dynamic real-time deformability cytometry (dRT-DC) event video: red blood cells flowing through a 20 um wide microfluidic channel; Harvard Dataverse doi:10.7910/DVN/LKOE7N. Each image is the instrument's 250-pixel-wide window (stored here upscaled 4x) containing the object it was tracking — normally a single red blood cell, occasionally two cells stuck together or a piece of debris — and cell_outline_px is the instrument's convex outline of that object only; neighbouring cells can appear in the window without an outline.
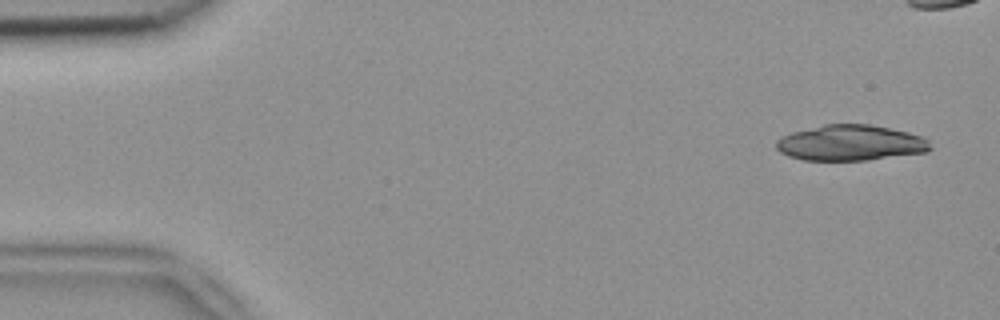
{"species": "common noctule bat (a hibernating species)", "species_latin": "Nyctalus noctula", "temperature_condition": "room temperature", "stored_images_in_passage": 6, "camera_frame_rate_fps": 3000, "um_per_image_px": 0.085, "animal": {"sex": "female", "body_mass_g": 18.4}, "frame": {"image": 1, "passage_image": 1, "time_ms": 0.0, "image_size_px": [1000, 320], "cell_outline_px": [[932, 148], [928, 152], [868, 160], [804, 160], [788, 156], [780, 152], [776, 148], [776, 140], [780, 136], [792, 132], [824, 124], [872, 124], [908, 132], [924, 136], [928, 140]], "centroid_in_image_um": [72.31, 12.14], "position_along_channel_um": 12.7, "area_um2": 32.31}}